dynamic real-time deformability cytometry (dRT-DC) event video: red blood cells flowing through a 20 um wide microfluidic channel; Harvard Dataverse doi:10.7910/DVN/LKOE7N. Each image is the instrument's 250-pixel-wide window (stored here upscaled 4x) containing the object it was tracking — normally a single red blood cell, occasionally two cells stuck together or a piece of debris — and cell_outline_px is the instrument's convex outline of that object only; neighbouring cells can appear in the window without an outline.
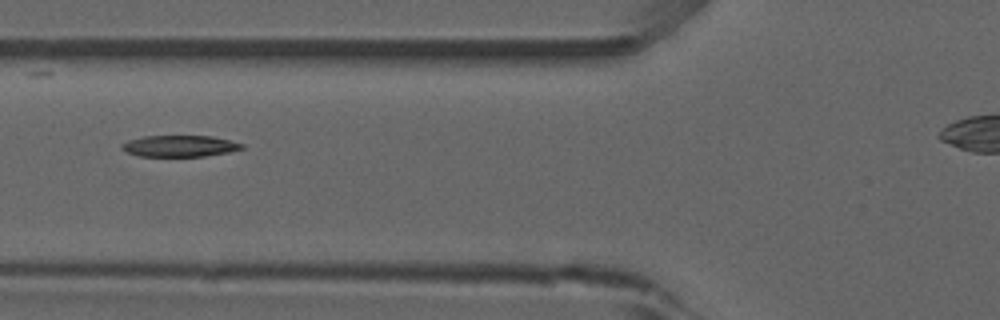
{"species": "common noctule bat (a hibernating species)", "species_latin": "Nyctalus noctula", "temperature_condition": "room temperature", "stored_images_in_passage": 31, "camera_frame_rate_fps": 3000, "um_per_image_px": 0.085, "animal": {"sex": "male", "forearm_length_mm": 52.5}, "frame": {"image": 1, "passage_image": 9, "time_ms": 2.667, "image_size_px": [1000, 320], "cell_outline_px": [[244, 148], [228, 152], [204, 156], [140, 156], [128, 152], [120, 148], [120, 144], [128, 140], [144, 136], [212, 136], [244, 144]], "centroid_in_image_um": [15.25, 12.41], "position_along_channel_um": 110.5, "area_um2": 14.85}, "authors_computed_cell_mechanics": {"area_um2": 16.1262, "velocity_mm_per_s": 3.9048, "shape_relaxation_time_tau1_ms": null, "shape_relaxation_time_tau2_ms": 4.4358, "deformation_change_tau1": null, "deformation_change_tau2": 0.0887}}